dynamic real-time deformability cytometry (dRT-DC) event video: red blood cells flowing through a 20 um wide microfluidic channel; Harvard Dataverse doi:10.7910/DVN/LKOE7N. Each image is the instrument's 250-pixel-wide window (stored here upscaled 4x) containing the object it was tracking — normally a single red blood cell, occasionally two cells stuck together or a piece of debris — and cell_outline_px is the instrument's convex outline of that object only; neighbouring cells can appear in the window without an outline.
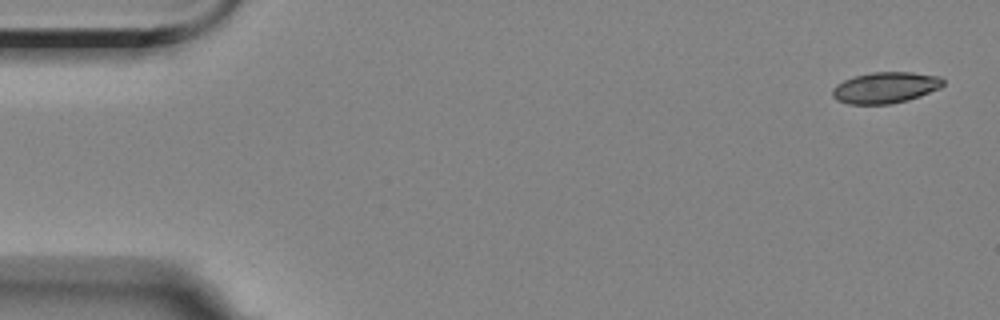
{"species": "Egyptian fruit bat (a non-hibernating species)", "species_latin": "Rousettus aegyptiacus", "temperature_condition": "room temperature", "stored_images_in_passage": 5, "camera_frame_rate_fps": 3000, "um_per_image_px": 0.085, "animal": {"sex": "female"}, "frame": {"image": 1, "passage_image": 1, "time_ms": 0.0, "image_size_px": [1000, 320], "cell_outline_px": [[944, 84], [940, 88], [920, 96], [908, 100], [892, 104], [848, 104], [836, 100], [832, 96], [832, 88], [836, 84], [852, 76], [872, 72], [912, 72], [940, 76], [944, 80]], "centroid_in_image_um": [75.24, 7.44], "position_along_channel_um": 9.8, "area_um2": 20.35}}
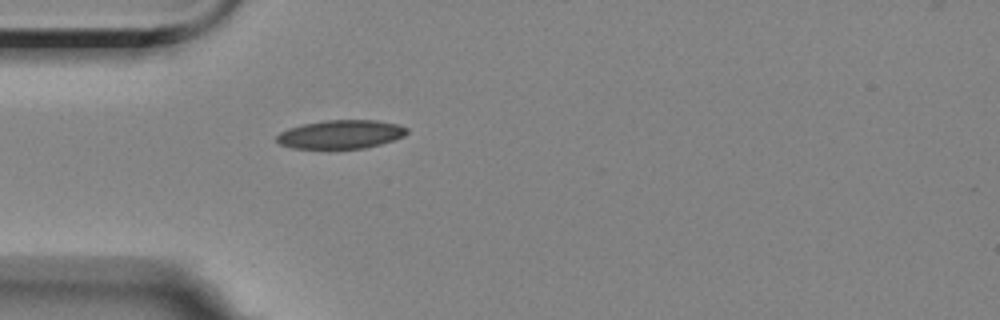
{"frame": {"image": 2, "passage_image": 4, "time_ms": 4.667, "image_size_px": [1000, 320], "cell_outline_px": [[408, 132], [404, 136], [380, 144], [364, 148], [328, 152], [292, 148], [280, 144], [276, 140], [276, 136], [280, 132], [288, 128], [304, 124], [324, 120], [376, 120], [396, 124], [408, 128]], "centroid_in_image_um": [28.91, 11.47], "position_along_channel_um": 56.1, "area_um2": 22.6}}